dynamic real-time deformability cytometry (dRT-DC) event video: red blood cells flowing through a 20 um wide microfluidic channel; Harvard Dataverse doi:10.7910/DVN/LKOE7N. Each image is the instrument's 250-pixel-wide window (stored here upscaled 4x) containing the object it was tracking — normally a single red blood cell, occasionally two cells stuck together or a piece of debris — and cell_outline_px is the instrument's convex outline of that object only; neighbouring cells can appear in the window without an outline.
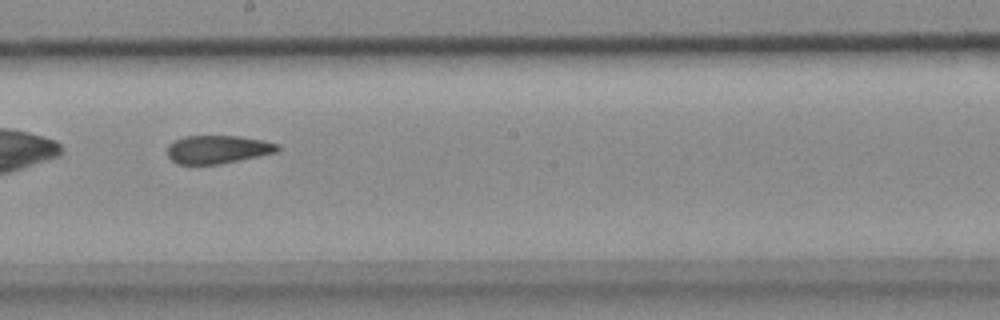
{"species": "common noctule bat (a hibernating species)", "species_latin": "Nyctalus noctula", "temperature_condition": "cold", "stored_images_in_passage": 48, "camera_frame_rate_fps": 3000, "um_per_image_px": 0.085, "animal": {"sex": "female", "body_mass_g": 18.4}, "frame": {"image": 1, "passage_image": 29, "time_ms": 9.333, "image_size_px": [1000, 320], "cell_outline_px": [[280, 152], [220, 164], [176, 164], [168, 156], [168, 144], [184, 136], [240, 136], [264, 140], [280, 144]], "centroid_in_image_um": [18.56, 12.7], "position_along_channel_um": 229.6, "area_um2": 18.32}}
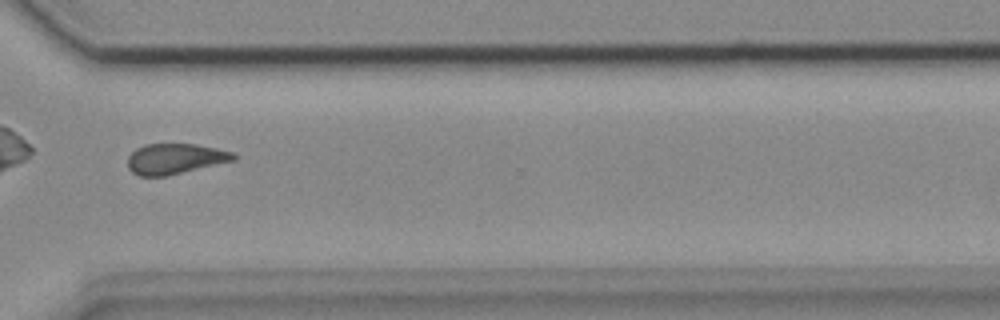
{"frame": {"image": 2, "passage_image": 39, "time_ms": 12.667, "image_size_px": [1000, 320], "cell_outline_px": [[236, 160], [168, 176], [140, 176], [132, 172], [128, 168], [128, 156], [136, 148], [144, 144], [196, 144], [216, 148], [232, 152], [236, 156]], "centroid_in_image_um": [14.87, 13.5], "position_along_channel_um": 355.7, "area_um2": 18.9}}